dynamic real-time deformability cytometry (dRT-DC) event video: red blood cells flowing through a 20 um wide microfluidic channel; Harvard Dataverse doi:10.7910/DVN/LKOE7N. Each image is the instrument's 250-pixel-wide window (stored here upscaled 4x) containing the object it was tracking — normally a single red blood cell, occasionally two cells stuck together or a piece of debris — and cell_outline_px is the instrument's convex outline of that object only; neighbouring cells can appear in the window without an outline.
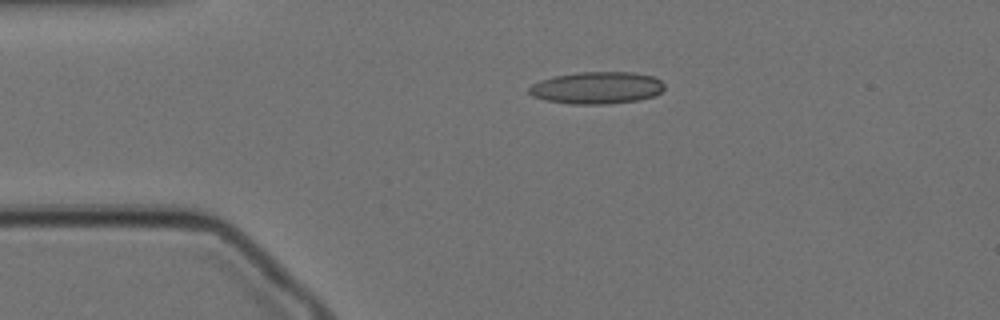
{"species": "Egyptian fruit bat (a non-hibernating species)", "species_latin": "Rousettus aegyptiacus", "temperature_condition": "cold", "stored_images_in_passage": 47, "camera_frame_rate_fps": 3000, "um_per_image_px": 0.085, "animal": {"sex": "female"}, "frame": {"image": 1, "passage_image": 1, "time_ms": 0.0, "image_size_px": [1000, 320], "cell_outline_px": [[664, 88], [656, 96], [636, 100], [608, 104], [572, 104], [548, 100], [532, 96], [528, 92], [528, 88], [532, 84], [540, 80], [556, 76], [580, 72], [632, 72], [652, 76], [660, 80], [664, 84]], "centroid_in_image_um": [50.74, 7.46], "position_along_channel_um": 34.3, "area_um2": 25.2}}
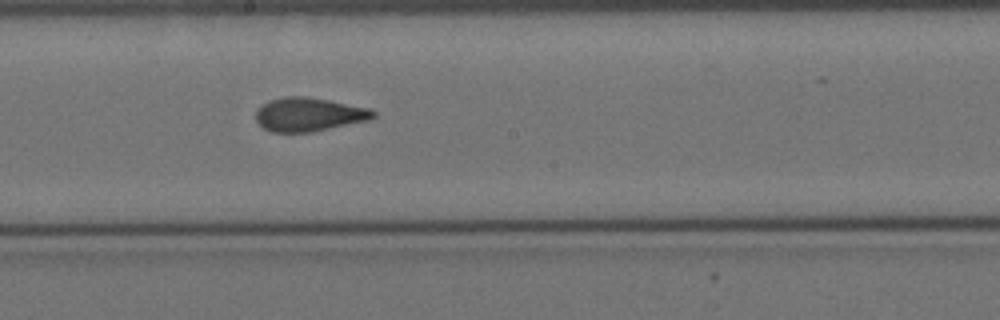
{"frame": {"image": 2, "passage_image": 20, "time_ms": 6.333, "image_size_px": [1000, 320], "cell_outline_px": [[376, 116], [372, 120], [312, 132], [272, 132], [264, 128], [256, 120], [256, 112], [268, 100], [284, 96], [304, 96], [328, 100], [368, 108], [376, 112]], "centroid_in_image_um": [26.28, 9.73], "position_along_channel_um": 221.9, "area_um2": 23.06}}
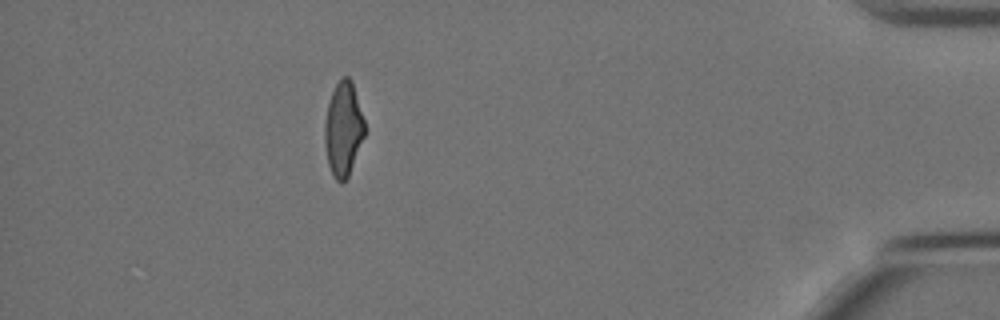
{"frame": {"image": 3, "passage_image": 41, "time_ms": 13.333, "image_size_px": [1000, 320], "cell_outline_px": [[364, 136], [348, 176], [340, 184], [336, 180], [328, 164], [324, 144], [324, 124], [328, 104], [332, 92], [340, 76], [348, 76], [352, 80], [364, 120]], "centroid_in_image_um": [29.16, 10.93], "position_along_channel_um": 406.0, "area_um2": 21.79}, "authors_computed_cell_mechanics": {"area_um2": 22.9466, "velocity_mm_per_s": 3.4523, "shape_relaxation_time_tau1_ms": 10.229, "shape_relaxation_time_tau2_ms": 1.8397, "deformation_change_tau1": 0.2156, "deformation_change_tau2": 0.0961}}